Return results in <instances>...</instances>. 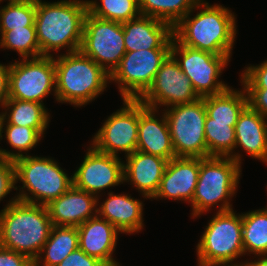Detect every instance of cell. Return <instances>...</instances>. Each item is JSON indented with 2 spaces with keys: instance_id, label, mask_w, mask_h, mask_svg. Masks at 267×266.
<instances>
[{
  "instance_id": "obj_1",
  "label": "cell",
  "mask_w": 267,
  "mask_h": 266,
  "mask_svg": "<svg viewBox=\"0 0 267 266\" xmlns=\"http://www.w3.org/2000/svg\"><path fill=\"white\" fill-rule=\"evenodd\" d=\"M87 12L85 0H36L35 28L41 56H53L50 52L66 47L67 53L80 51Z\"/></svg>"
},
{
  "instance_id": "obj_2",
  "label": "cell",
  "mask_w": 267,
  "mask_h": 266,
  "mask_svg": "<svg viewBox=\"0 0 267 266\" xmlns=\"http://www.w3.org/2000/svg\"><path fill=\"white\" fill-rule=\"evenodd\" d=\"M201 7L204 9L195 16L191 17V10L173 27V37L181 45L231 56L237 33L235 15L222 5H209L203 0Z\"/></svg>"
},
{
  "instance_id": "obj_3",
  "label": "cell",
  "mask_w": 267,
  "mask_h": 266,
  "mask_svg": "<svg viewBox=\"0 0 267 266\" xmlns=\"http://www.w3.org/2000/svg\"><path fill=\"white\" fill-rule=\"evenodd\" d=\"M52 227L46 206L18 201L15 196L0 211V246L34 261Z\"/></svg>"
},
{
  "instance_id": "obj_4",
  "label": "cell",
  "mask_w": 267,
  "mask_h": 266,
  "mask_svg": "<svg viewBox=\"0 0 267 266\" xmlns=\"http://www.w3.org/2000/svg\"><path fill=\"white\" fill-rule=\"evenodd\" d=\"M56 101L81 107L96 99L110 82V75L81 51L56 56Z\"/></svg>"
},
{
  "instance_id": "obj_5",
  "label": "cell",
  "mask_w": 267,
  "mask_h": 266,
  "mask_svg": "<svg viewBox=\"0 0 267 266\" xmlns=\"http://www.w3.org/2000/svg\"><path fill=\"white\" fill-rule=\"evenodd\" d=\"M240 168L230 157L200 158L198 182L191 202L193 218L209 211L214 205L219 206L218 212L233 209L229 199L238 187ZM220 202L222 204L218 205Z\"/></svg>"
},
{
  "instance_id": "obj_6",
  "label": "cell",
  "mask_w": 267,
  "mask_h": 266,
  "mask_svg": "<svg viewBox=\"0 0 267 266\" xmlns=\"http://www.w3.org/2000/svg\"><path fill=\"white\" fill-rule=\"evenodd\" d=\"M24 154L14 160L16 182L23 184L16 195L18 201L46 206L73 185V176L68 177L53 159Z\"/></svg>"
},
{
  "instance_id": "obj_7",
  "label": "cell",
  "mask_w": 267,
  "mask_h": 266,
  "mask_svg": "<svg viewBox=\"0 0 267 266\" xmlns=\"http://www.w3.org/2000/svg\"><path fill=\"white\" fill-rule=\"evenodd\" d=\"M197 244L198 266L203 265H245L233 264L238 257L243 256L242 214L232 210L217 212L204 229Z\"/></svg>"
},
{
  "instance_id": "obj_8",
  "label": "cell",
  "mask_w": 267,
  "mask_h": 266,
  "mask_svg": "<svg viewBox=\"0 0 267 266\" xmlns=\"http://www.w3.org/2000/svg\"><path fill=\"white\" fill-rule=\"evenodd\" d=\"M176 157L207 158L204 99L178 104L163 110Z\"/></svg>"
},
{
  "instance_id": "obj_9",
  "label": "cell",
  "mask_w": 267,
  "mask_h": 266,
  "mask_svg": "<svg viewBox=\"0 0 267 266\" xmlns=\"http://www.w3.org/2000/svg\"><path fill=\"white\" fill-rule=\"evenodd\" d=\"M171 54L178 61L182 72L190 79L200 98L222 93L230 87L218 78L228 65L231 56L215 55L181 45L174 37Z\"/></svg>"
},
{
  "instance_id": "obj_10",
  "label": "cell",
  "mask_w": 267,
  "mask_h": 266,
  "mask_svg": "<svg viewBox=\"0 0 267 266\" xmlns=\"http://www.w3.org/2000/svg\"><path fill=\"white\" fill-rule=\"evenodd\" d=\"M80 51L111 75L126 53L122 23L87 12Z\"/></svg>"
},
{
  "instance_id": "obj_11",
  "label": "cell",
  "mask_w": 267,
  "mask_h": 266,
  "mask_svg": "<svg viewBox=\"0 0 267 266\" xmlns=\"http://www.w3.org/2000/svg\"><path fill=\"white\" fill-rule=\"evenodd\" d=\"M171 49H143L126 52L110 81L118 83L121 98L138 100L151 86Z\"/></svg>"
},
{
  "instance_id": "obj_12",
  "label": "cell",
  "mask_w": 267,
  "mask_h": 266,
  "mask_svg": "<svg viewBox=\"0 0 267 266\" xmlns=\"http://www.w3.org/2000/svg\"><path fill=\"white\" fill-rule=\"evenodd\" d=\"M54 91L56 97L53 56L21 59L10 64L9 98L43 103Z\"/></svg>"
},
{
  "instance_id": "obj_13",
  "label": "cell",
  "mask_w": 267,
  "mask_h": 266,
  "mask_svg": "<svg viewBox=\"0 0 267 266\" xmlns=\"http://www.w3.org/2000/svg\"><path fill=\"white\" fill-rule=\"evenodd\" d=\"M123 108L111 114L92 139V145L100 152L118 156L117 152H125V156L137 150L139 100H123Z\"/></svg>"
},
{
  "instance_id": "obj_14",
  "label": "cell",
  "mask_w": 267,
  "mask_h": 266,
  "mask_svg": "<svg viewBox=\"0 0 267 266\" xmlns=\"http://www.w3.org/2000/svg\"><path fill=\"white\" fill-rule=\"evenodd\" d=\"M199 98L190 79L182 72L178 61L170 53L162 62L151 86L138 100L147 107L158 110L162 105L169 108L191 103Z\"/></svg>"
},
{
  "instance_id": "obj_15",
  "label": "cell",
  "mask_w": 267,
  "mask_h": 266,
  "mask_svg": "<svg viewBox=\"0 0 267 266\" xmlns=\"http://www.w3.org/2000/svg\"><path fill=\"white\" fill-rule=\"evenodd\" d=\"M73 176V185L98 197L102 190L124 182V162L120 157L98 151L93 145Z\"/></svg>"
},
{
  "instance_id": "obj_16",
  "label": "cell",
  "mask_w": 267,
  "mask_h": 266,
  "mask_svg": "<svg viewBox=\"0 0 267 266\" xmlns=\"http://www.w3.org/2000/svg\"><path fill=\"white\" fill-rule=\"evenodd\" d=\"M200 171V158L175 157L168 161L153 198L192 202Z\"/></svg>"
},
{
  "instance_id": "obj_17",
  "label": "cell",
  "mask_w": 267,
  "mask_h": 266,
  "mask_svg": "<svg viewBox=\"0 0 267 266\" xmlns=\"http://www.w3.org/2000/svg\"><path fill=\"white\" fill-rule=\"evenodd\" d=\"M99 198L72 185L59 198L46 205L54 226L78 227L97 216ZM95 211V213H94Z\"/></svg>"
},
{
  "instance_id": "obj_18",
  "label": "cell",
  "mask_w": 267,
  "mask_h": 266,
  "mask_svg": "<svg viewBox=\"0 0 267 266\" xmlns=\"http://www.w3.org/2000/svg\"><path fill=\"white\" fill-rule=\"evenodd\" d=\"M126 52L171 49L173 27L162 20L140 15L122 23Z\"/></svg>"
},
{
  "instance_id": "obj_19",
  "label": "cell",
  "mask_w": 267,
  "mask_h": 266,
  "mask_svg": "<svg viewBox=\"0 0 267 266\" xmlns=\"http://www.w3.org/2000/svg\"><path fill=\"white\" fill-rule=\"evenodd\" d=\"M157 109L149 108L139 101V124L137 151L167 159L175 158V151L165 114L156 118Z\"/></svg>"
},
{
  "instance_id": "obj_20",
  "label": "cell",
  "mask_w": 267,
  "mask_h": 266,
  "mask_svg": "<svg viewBox=\"0 0 267 266\" xmlns=\"http://www.w3.org/2000/svg\"><path fill=\"white\" fill-rule=\"evenodd\" d=\"M77 231L79 248L87 255L98 259L106 266L119 264L112 258L120 232L114 225L97 215L79 225Z\"/></svg>"
},
{
  "instance_id": "obj_21",
  "label": "cell",
  "mask_w": 267,
  "mask_h": 266,
  "mask_svg": "<svg viewBox=\"0 0 267 266\" xmlns=\"http://www.w3.org/2000/svg\"><path fill=\"white\" fill-rule=\"evenodd\" d=\"M126 158L124 182L130 181L146 199L153 198L159 189L168 160L137 150Z\"/></svg>"
},
{
  "instance_id": "obj_22",
  "label": "cell",
  "mask_w": 267,
  "mask_h": 266,
  "mask_svg": "<svg viewBox=\"0 0 267 266\" xmlns=\"http://www.w3.org/2000/svg\"><path fill=\"white\" fill-rule=\"evenodd\" d=\"M108 198L97 208V215L114 225L121 233L139 232L143 225V203L130 195L108 193Z\"/></svg>"
},
{
  "instance_id": "obj_23",
  "label": "cell",
  "mask_w": 267,
  "mask_h": 266,
  "mask_svg": "<svg viewBox=\"0 0 267 266\" xmlns=\"http://www.w3.org/2000/svg\"><path fill=\"white\" fill-rule=\"evenodd\" d=\"M267 118L247 106L235 124V149L241 147L249 156L267 164Z\"/></svg>"
},
{
  "instance_id": "obj_24",
  "label": "cell",
  "mask_w": 267,
  "mask_h": 266,
  "mask_svg": "<svg viewBox=\"0 0 267 266\" xmlns=\"http://www.w3.org/2000/svg\"><path fill=\"white\" fill-rule=\"evenodd\" d=\"M2 108L6 109L0 113V126H26L38 130L42 135L47 129L50 114L42 103L8 98Z\"/></svg>"
},
{
  "instance_id": "obj_25",
  "label": "cell",
  "mask_w": 267,
  "mask_h": 266,
  "mask_svg": "<svg viewBox=\"0 0 267 266\" xmlns=\"http://www.w3.org/2000/svg\"><path fill=\"white\" fill-rule=\"evenodd\" d=\"M77 248H79L77 227L53 225L40 255L34 260V266H40V264L41 266H56Z\"/></svg>"
},
{
  "instance_id": "obj_26",
  "label": "cell",
  "mask_w": 267,
  "mask_h": 266,
  "mask_svg": "<svg viewBox=\"0 0 267 266\" xmlns=\"http://www.w3.org/2000/svg\"><path fill=\"white\" fill-rule=\"evenodd\" d=\"M207 115L212 122L236 123L239 115L248 106L246 91L231 87L222 93L203 97Z\"/></svg>"
},
{
  "instance_id": "obj_27",
  "label": "cell",
  "mask_w": 267,
  "mask_h": 266,
  "mask_svg": "<svg viewBox=\"0 0 267 266\" xmlns=\"http://www.w3.org/2000/svg\"><path fill=\"white\" fill-rule=\"evenodd\" d=\"M235 124L212 122V118L206 116L204 132L207 157H230L241 165L240 154L233 153L236 142Z\"/></svg>"
},
{
  "instance_id": "obj_28",
  "label": "cell",
  "mask_w": 267,
  "mask_h": 266,
  "mask_svg": "<svg viewBox=\"0 0 267 266\" xmlns=\"http://www.w3.org/2000/svg\"><path fill=\"white\" fill-rule=\"evenodd\" d=\"M242 238L245 255L267 254V208L242 213Z\"/></svg>"
},
{
  "instance_id": "obj_29",
  "label": "cell",
  "mask_w": 267,
  "mask_h": 266,
  "mask_svg": "<svg viewBox=\"0 0 267 266\" xmlns=\"http://www.w3.org/2000/svg\"><path fill=\"white\" fill-rule=\"evenodd\" d=\"M201 8V0H139L142 16H149L174 27L188 12Z\"/></svg>"
},
{
  "instance_id": "obj_30",
  "label": "cell",
  "mask_w": 267,
  "mask_h": 266,
  "mask_svg": "<svg viewBox=\"0 0 267 266\" xmlns=\"http://www.w3.org/2000/svg\"><path fill=\"white\" fill-rule=\"evenodd\" d=\"M101 5L96 1H87L88 12L98 18L124 23L138 18L139 0H100Z\"/></svg>"
},
{
  "instance_id": "obj_31",
  "label": "cell",
  "mask_w": 267,
  "mask_h": 266,
  "mask_svg": "<svg viewBox=\"0 0 267 266\" xmlns=\"http://www.w3.org/2000/svg\"><path fill=\"white\" fill-rule=\"evenodd\" d=\"M0 9V31L35 26L36 0H8Z\"/></svg>"
},
{
  "instance_id": "obj_32",
  "label": "cell",
  "mask_w": 267,
  "mask_h": 266,
  "mask_svg": "<svg viewBox=\"0 0 267 266\" xmlns=\"http://www.w3.org/2000/svg\"><path fill=\"white\" fill-rule=\"evenodd\" d=\"M0 47L16 50L22 59L41 56L35 26H24L11 31H0ZM31 56V57H30Z\"/></svg>"
},
{
  "instance_id": "obj_33",
  "label": "cell",
  "mask_w": 267,
  "mask_h": 266,
  "mask_svg": "<svg viewBox=\"0 0 267 266\" xmlns=\"http://www.w3.org/2000/svg\"><path fill=\"white\" fill-rule=\"evenodd\" d=\"M5 130V138L7 139L8 144L12 148L18 150V153L6 151L5 149L0 148V153L2 159L15 160L19 157H23L22 151H29L34 146L36 147L37 143L41 140L43 135L34 128H29L26 126L18 125H6L0 126V139L2 140V133Z\"/></svg>"
},
{
  "instance_id": "obj_34",
  "label": "cell",
  "mask_w": 267,
  "mask_h": 266,
  "mask_svg": "<svg viewBox=\"0 0 267 266\" xmlns=\"http://www.w3.org/2000/svg\"><path fill=\"white\" fill-rule=\"evenodd\" d=\"M245 68L241 75L243 88H267V60Z\"/></svg>"
},
{
  "instance_id": "obj_35",
  "label": "cell",
  "mask_w": 267,
  "mask_h": 266,
  "mask_svg": "<svg viewBox=\"0 0 267 266\" xmlns=\"http://www.w3.org/2000/svg\"><path fill=\"white\" fill-rule=\"evenodd\" d=\"M16 168L14 160H0V201L6 197L10 191L18 190L16 184Z\"/></svg>"
},
{
  "instance_id": "obj_36",
  "label": "cell",
  "mask_w": 267,
  "mask_h": 266,
  "mask_svg": "<svg viewBox=\"0 0 267 266\" xmlns=\"http://www.w3.org/2000/svg\"><path fill=\"white\" fill-rule=\"evenodd\" d=\"M248 106L267 118V88H244Z\"/></svg>"
},
{
  "instance_id": "obj_37",
  "label": "cell",
  "mask_w": 267,
  "mask_h": 266,
  "mask_svg": "<svg viewBox=\"0 0 267 266\" xmlns=\"http://www.w3.org/2000/svg\"><path fill=\"white\" fill-rule=\"evenodd\" d=\"M56 266H106L98 259L87 255L80 248L70 253L60 264Z\"/></svg>"
},
{
  "instance_id": "obj_38",
  "label": "cell",
  "mask_w": 267,
  "mask_h": 266,
  "mask_svg": "<svg viewBox=\"0 0 267 266\" xmlns=\"http://www.w3.org/2000/svg\"><path fill=\"white\" fill-rule=\"evenodd\" d=\"M0 266H34L28 256L0 246Z\"/></svg>"
},
{
  "instance_id": "obj_39",
  "label": "cell",
  "mask_w": 267,
  "mask_h": 266,
  "mask_svg": "<svg viewBox=\"0 0 267 266\" xmlns=\"http://www.w3.org/2000/svg\"><path fill=\"white\" fill-rule=\"evenodd\" d=\"M9 73H10V64L7 66L0 64V104L1 106L9 98Z\"/></svg>"
},
{
  "instance_id": "obj_40",
  "label": "cell",
  "mask_w": 267,
  "mask_h": 266,
  "mask_svg": "<svg viewBox=\"0 0 267 266\" xmlns=\"http://www.w3.org/2000/svg\"><path fill=\"white\" fill-rule=\"evenodd\" d=\"M255 261V262H254ZM253 262H245L244 266H267V254L261 255V258H259L257 261L254 260Z\"/></svg>"
},
{
  "instance_id": "obj_41",
  "label": "cell",
  "mask_w": 267,
  "mask_h": 266,
  "mask_svg": "<svg viewBox=\"0 0 267 266\" xmlns=\"http://www.w3.org/2000/svg\"><path fill=\"white\" fill-rule=\"evenodd\" d=\"M203 266H207V265H203ZM208 266H211V265H208ZM214 266V265H213ZM215 266H218V265H215ZM221 266H223V265H221ZM233 266H237V265H233ZM240 266H242V265H240ZM244 266V265H243Z\"/></svg>"
}]
</instances>
